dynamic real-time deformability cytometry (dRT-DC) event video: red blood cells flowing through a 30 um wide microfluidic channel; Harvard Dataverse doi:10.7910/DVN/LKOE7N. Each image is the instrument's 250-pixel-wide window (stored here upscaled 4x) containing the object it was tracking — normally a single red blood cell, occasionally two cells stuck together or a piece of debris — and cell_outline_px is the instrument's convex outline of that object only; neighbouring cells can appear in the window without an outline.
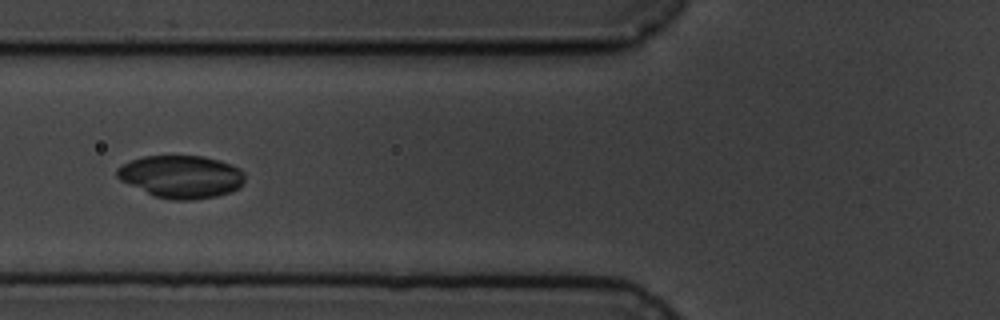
{"species": "common noctule bat (a hibernating species)", "species_latin": "Nyctalus noctula", "temperature_condition": "cold", "stored_images_in_passage": 6, "camera_frame_rate_fps": 3000, "um_per_image_px": 0.085, "animal": {"sex": "male", "body_mass_g": 19.5, "forearm_length_mm": 54.6}, "frame": {"image": 1, "passage_image": 3, "time_ms": 2.333, "image_size_px": [1000, 320], "cell_outline_px": [[244, 184], [240, 188], [232, 192], [216, 196], [192, 200], [172, 200], [156, 196], [120, 180], [116, 176], [116, 168], [132, 160], [144, 156], [204, 156], [220, 160], [232, 164], [240, 168], [244, 172]], "centroid_in_image_um": [15.46, 15.01], "position_along_channel_um": 110.3, "area_um2": 31.85}}
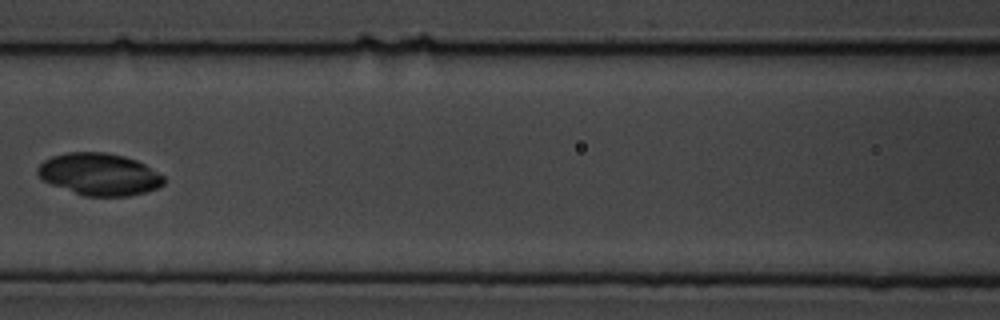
{"frame": {"image": 2, "passage_image": 4, "time_ms": 3.667, "image_size_px": [1000, 320], "cell_outline_px": [[164, 184], [156, 188], [144, 192], [128, 196], [84, 196], [52, 184], [44, 180], [36, 172], [36, 168], [44, 160], [52, 156], [68, 152], [104, 152], [124, 156], [136, 160], [144, 164], [164, 176]], "centroid_in_image_um": [8.43, 14.81], "position_along_channel_um": 158.2, "area_um2": 30.75}}
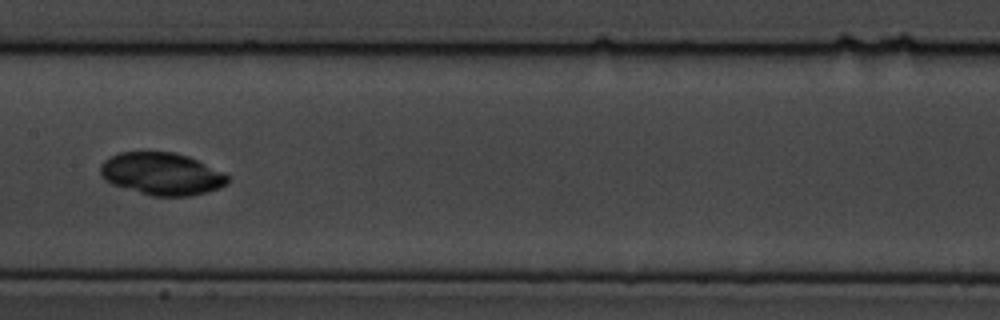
{"frame": {"image": 3, "passage_image": 5, "time_ms": 4.667, "image_size_px": [1000, 320], "cell_outline_px": [[228, 184], [220, 188], [208, 192], [188, 196], [152, 196], [112, 184], [104, 180], [100, 172], [100, 164], [104, 160], [120, 152], [172, 152], [188, 156], [224, 172], [228, 176]], "centroid_in_image_um": [13.76, 14.78], "position_along_channel_um": 193.6, "area_um2": 31.44}}